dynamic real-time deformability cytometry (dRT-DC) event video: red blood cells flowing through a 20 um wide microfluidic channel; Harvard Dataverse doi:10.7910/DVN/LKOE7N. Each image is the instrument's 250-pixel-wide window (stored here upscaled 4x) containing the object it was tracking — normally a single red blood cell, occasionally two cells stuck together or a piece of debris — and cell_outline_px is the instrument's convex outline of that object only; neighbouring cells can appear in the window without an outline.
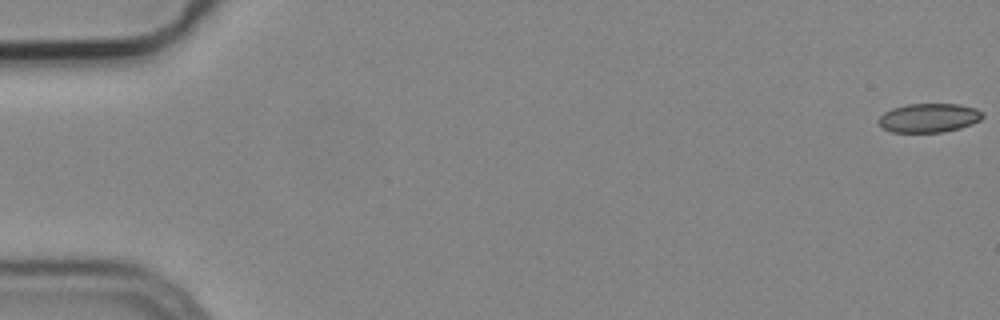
{"species": "common noctule bat (a hibernating species)", "species_latin": "Nyctalus noctula", "temperature_condition": "cold", "stored_images_in_passage": 15, "camera_frame_rate_fps": 3000, "um_per_image_px": 0.085, "animal": {"sex": "male", "body_mass_g": 19.2, "forearm_length_mm": 51.8}, "frame": {"image": 1, "passage_image": 1, "time_ms": 0.0, "image_size_px": [1000, 320], "cell_outline_px": [[984, 116], [980, 120], [972, 124], [960, 128], [944, 132], [892, 132], [884, 128], [880, 124], [880, 116], [884, 112], [892, 108], [908, 104], [956, 104], [976, 108], [984, 112]], "centroid_in_image_um": [79.0, 10.01], "position_along_channel_um": 6.0, "area_um2": 17.51}}
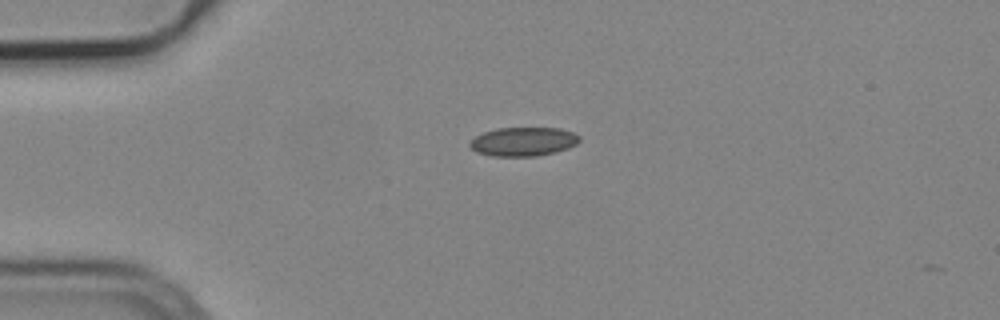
{"frame": {"image": 2, "passage_image": 14, "time_ms": 4.333, "image_size_px": [1000, 320], "cell_outline_px": [[580, 140], [576, 144], [568, 148], [536, 156], [492, 156], [476, 152], [468, 144], [476, 136], [484, 132], [496, 128], [560, 128], [572, 132], [580, 136]], "centroid_in_image_um": [44.47, 12.03], "position_along_channel_um": 40.5, "area_um2": 18.32}}